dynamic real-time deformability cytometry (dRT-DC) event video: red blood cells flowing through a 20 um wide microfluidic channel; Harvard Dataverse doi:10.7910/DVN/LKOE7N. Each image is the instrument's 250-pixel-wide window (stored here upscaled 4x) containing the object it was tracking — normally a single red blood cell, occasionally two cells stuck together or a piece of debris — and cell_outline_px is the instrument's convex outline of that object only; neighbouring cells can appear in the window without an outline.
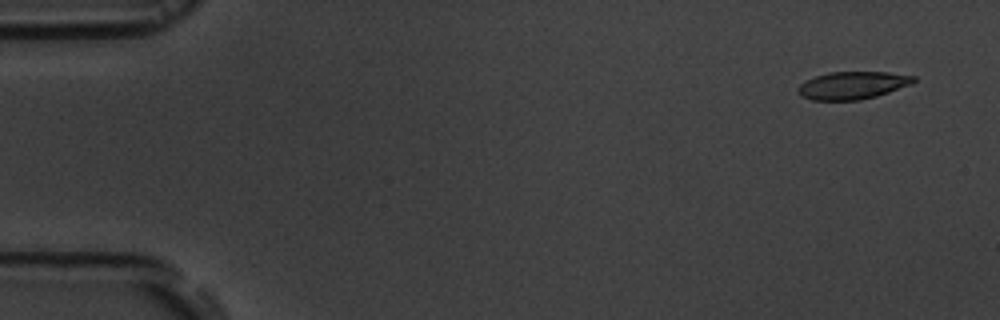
{"species": "common noctule bat (a hibernating species)", "species_latin": "Nyctalus noctula", "temperature_condition": "room temperature", "stored_images_in_passage": 8, "camera_frame_rate_fps": 3000, "um_per_image_px": 0.085, "animal": {"sex": "male", "body_mass_g": 19.5, "forearm_length_mm": 54.6}, "frame": {"image": 1, "passage_image": 1, "time_ms": 0.0, "image_size_px": [1000, 320], "cell_outline_px": [[916, 80], [912, 84], [876, 96], [860, 100], [812, 100], [800, 96], [796, 88], [800, 84], [816, 76], [828, 72], [888, 72], [916, 76]], "centroid_in_image_um": [72.47, 7.25], "position_along_channel_um": 12.5, "area_um2": 18.61}}
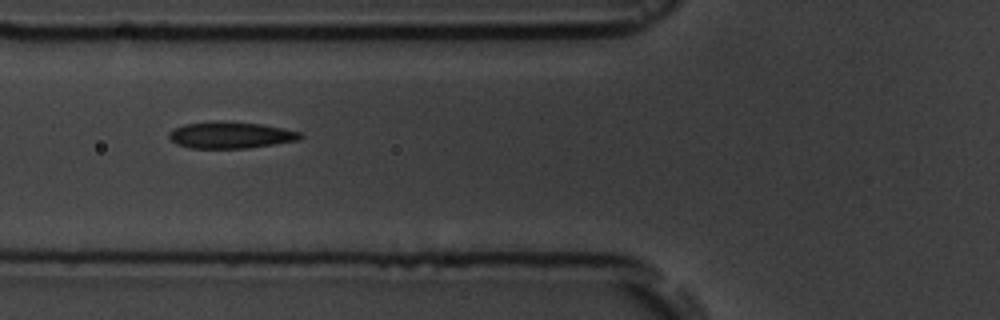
{"frame": {"image": 2, "passage_image": 6, "time_ms": 6.0, "image_size_px": [1000, 320], "cell_outline_px": [[304, 136], [300, 140], [276, 144], [248, 148], [188, 148], [176, 144], [168, 136], [168, 132], [172, 128], [184, 124], [260, 124], [300, 132]], "centroid_in_image_um": [19.61, 11.54], "position_along_channel_um": 106.2, "area_um2": 19.42}}
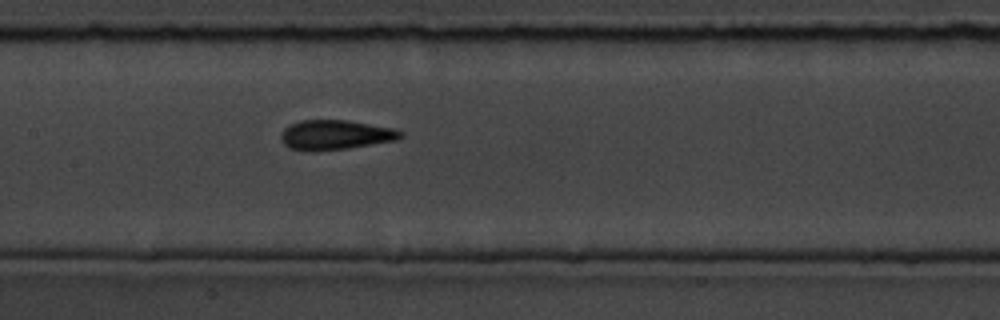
{"frame": {"image": 3, "passage_image": 8, "time_ms": 8.0, "image_size_px": [1000, 320], "cell_outline_px": [[404, 136], [400, 140], [348, 148], [316, 152], [308, 152], [288, 148], [280, 140], [280, 132], [288, 124], [300, 120], [348, 120], [396, 128], [404, 132]], "centroid_in_image_um": [28.51, 11.47], "position_along_channel_um": 178.9, "area_um2": 21.44}}